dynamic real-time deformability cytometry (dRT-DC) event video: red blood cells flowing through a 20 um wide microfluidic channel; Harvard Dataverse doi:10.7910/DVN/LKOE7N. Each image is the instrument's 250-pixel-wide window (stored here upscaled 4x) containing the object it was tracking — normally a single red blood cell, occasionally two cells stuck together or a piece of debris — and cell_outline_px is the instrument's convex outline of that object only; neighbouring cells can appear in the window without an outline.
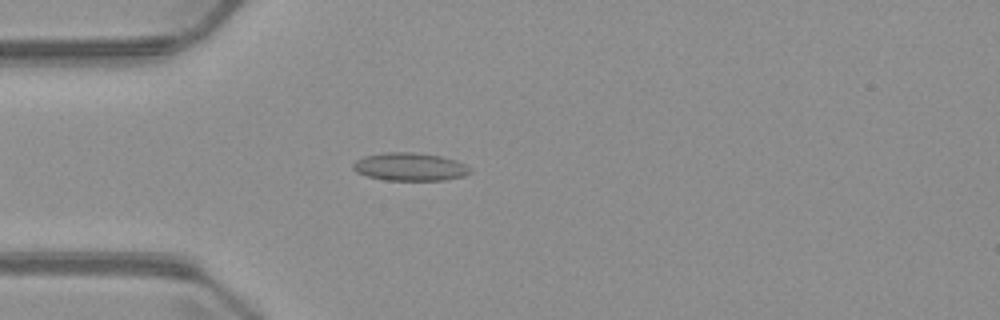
{"species": "common noctule bat (a hibernating species)", "species_latin": "Nyctalus noctula", "temperature_condition": "warm", "stored_images_in_passage": 3, "camera_frame_rate_fps": 3000, "um_per_image_px": 0.085, "animal": {"sex": "male", "body_mass_g": 23.1, "forearm_length_mm": 52.7}, "frame": {"image": 1, "passage_image": 3, "time_ms": 3.667, "image_size_px": [1000, 320], "cell_outline_px": [[472, 172], [464, 176], [444, 180], [384, 180], [368, 176], [356, 172], [352, 168], [352, 164], [356, 160], [364, 156], [384, 152], [412, 152], [440, 156], [456, 160], [472, 168]], "centroid_in_image_um": [34.84, 14.18], "position_along_channel_um": 50.2, "area_um2": 19.19}}